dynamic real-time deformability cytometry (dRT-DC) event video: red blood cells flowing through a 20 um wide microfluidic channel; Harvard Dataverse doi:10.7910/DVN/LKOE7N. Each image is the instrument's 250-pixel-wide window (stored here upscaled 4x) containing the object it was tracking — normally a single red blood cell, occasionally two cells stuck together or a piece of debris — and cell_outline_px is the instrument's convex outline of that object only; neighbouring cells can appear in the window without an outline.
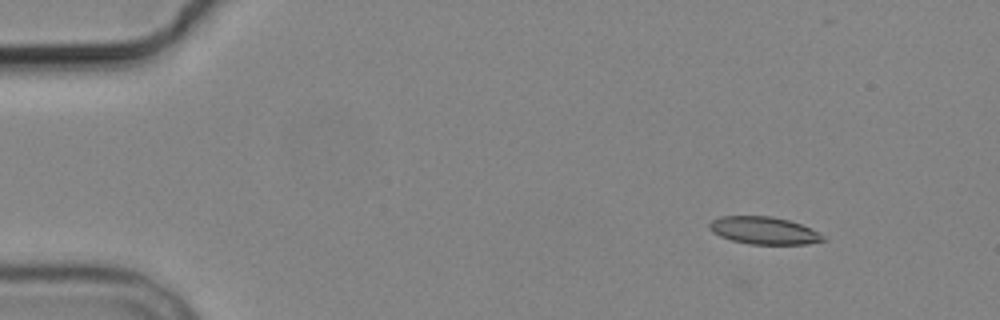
{"species": "common noctule bat (a hibernating species)", "species_latin": "Nyctalus noctula", "temperature_condition": "cold", "stored_images_in_passage": 3, "camera_frame_rate_fps": 3000, "um_per_image_px": 0.085, "animal": {"sex": "male", "body_mass_g": 19.2, "forearm_length_mm": 51.8}, "frame": {"image": 1, "passage_image": 1, "time_ms": 0.0, "image_size_px": [1000, 320], "cell_outline_px": [[828, 240], [808, 244], [748, 244], [732, 240], [720, 236], [712, 232], [708, 228], [708, 224], [712, 220], [720, 216], [772, 216], [788, 220], [800, 224], [824, 236]], "centroid_in_image_um": [64.9, 19.59], "position_along_channel_um": 20.1, "area_um2": 18.15}}